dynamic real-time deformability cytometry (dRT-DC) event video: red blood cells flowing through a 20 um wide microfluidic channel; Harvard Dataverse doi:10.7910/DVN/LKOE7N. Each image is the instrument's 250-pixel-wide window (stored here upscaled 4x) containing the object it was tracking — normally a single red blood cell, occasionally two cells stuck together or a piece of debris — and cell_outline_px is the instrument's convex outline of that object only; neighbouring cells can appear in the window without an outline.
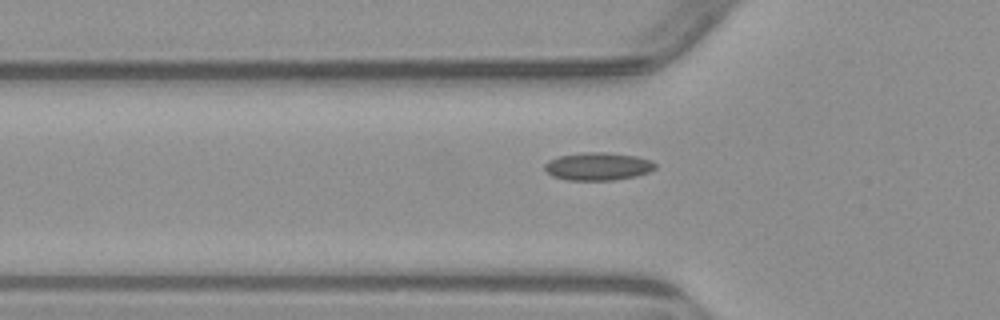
{"species": "common noctule bat (a hibernating species)", "species_latin": "Nyctalus noctula", "temperature_condition": "warm", "stored_images_in_passage": 6, "segment_of_instrument_passage": [2, 2], "camera_frame_rate_fps": 3000, "um_per_image_px": 0.085, "animal": {"sex": "male", "body_mass_g": 23.1, "forearm_length_mm": 52.7}, "frame": {"image": 1, "passage_image": 6, "time_ms": 6.667, "image_size_px": [1000, 320], "cell_outline_px": [[656, 168], [648, 172], [636, 176], [612, 180], [568, 180], [552, 176], [544, 168], [544, 164], [548, 160], [560, 156], [584, 152], [604, 152], [636, 156], [652, 160], [656, 164]], "centroid_in_image_um": [50.83, 14.14], "position_along_channel_um": 75.0, "area_um2": 17.92}}